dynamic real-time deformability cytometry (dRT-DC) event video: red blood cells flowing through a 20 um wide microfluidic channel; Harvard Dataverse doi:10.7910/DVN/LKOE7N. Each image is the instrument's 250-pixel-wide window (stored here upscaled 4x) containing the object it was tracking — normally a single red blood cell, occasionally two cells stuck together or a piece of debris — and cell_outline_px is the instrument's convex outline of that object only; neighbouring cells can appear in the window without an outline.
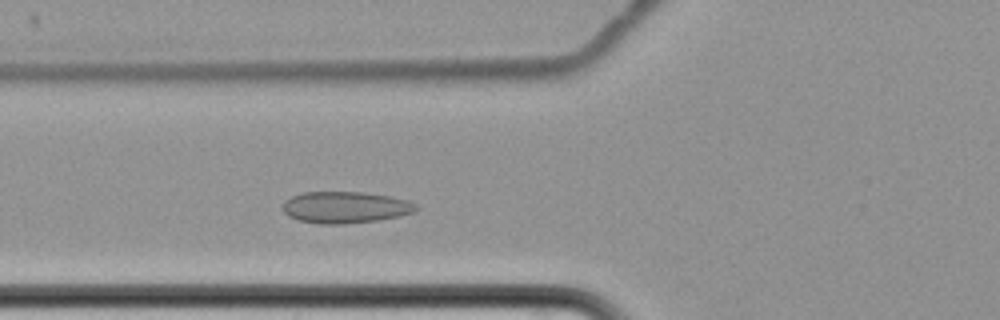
{"species": "common noctule bat (a hibernating species)", "species_latin": "Nyctalus noctula", "temperature_condition": "cold", "stored_images_in_passage": 3, "camera_frame_rate_fps": 3000, "um_per_image_px": 0.085, "animal": {"sex": "female", "body_mass_g": 22.7, "forearm_length_mm": 54.2}, "frame": {"image": 1, "passage_image": 3, "time_ms": 3.333, "image_size_px": [1000, 320], "cell_outline_px": [[416, 208], [412, 212], [400, 216], [380, 220], [344, 224], [316, 224], [300, 220], [288, 216], [284, 212], [284, 200], [292, 196], [304, 192], [360, 192], [388, 196], [408, 200], [416, 204]], "centroid_in_image_um": [29.33, 17.63], "position_along_channel_um": 96.5, "area_um2": 24.45}}